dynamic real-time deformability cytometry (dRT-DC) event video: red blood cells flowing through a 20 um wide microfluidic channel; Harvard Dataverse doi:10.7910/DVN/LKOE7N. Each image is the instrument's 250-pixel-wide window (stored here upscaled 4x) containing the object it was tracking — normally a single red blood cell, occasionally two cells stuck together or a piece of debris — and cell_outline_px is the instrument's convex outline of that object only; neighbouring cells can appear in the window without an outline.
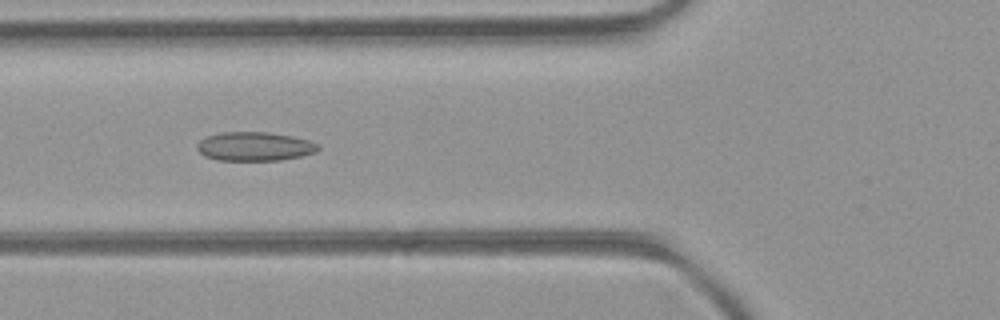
{"species": "common noctule bat (a hibernating species)", "species_latin": "Nyctalus noctula", "temperature_condition": "room temperature", "stored_images_in_passage": 48, "camera_frame_rate_fps": 3000, "um_per_image_px": 0.085, "animal": {"sex": "female", "body_mass_g": 21.9}, "frame": {"image": 1, "passage_image": 17, "time_ms": 5.333, "image_size_px": [1000, 320], "cell_outline_px": [[320, 148], [316, 152], [300, 156], [280, 160], [220, 160], [204, 156], [196, 148], [196, 144], [200, 140], [208, 136], [220, 132], [268, 132], [292, 136], [308, 140], [320, 144]], "centroid_in_image_um": [21.65, 12.44], "position_along_channel_um": 104.2, "area_um2": 20.4}}
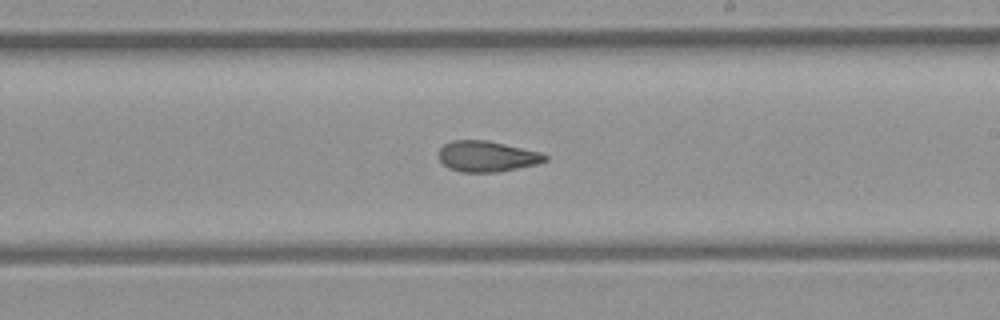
{"frame": {"image": 2, "passage_image": 27, "time_ms": 8.667, "image_size_px": [1000, 320], "cell_outline_px": [[548, 160], [536, 164], [496, 172], [460, 172], [448, 168], [436, 156], [436, 152], [444, 144], [452, 140], [488, 140], [540, 152], [548, 156]], "centroid_in_image_um": [41.33, 13.28], "position_along_channel_um": 247.7, "area_um2": 19.19}}
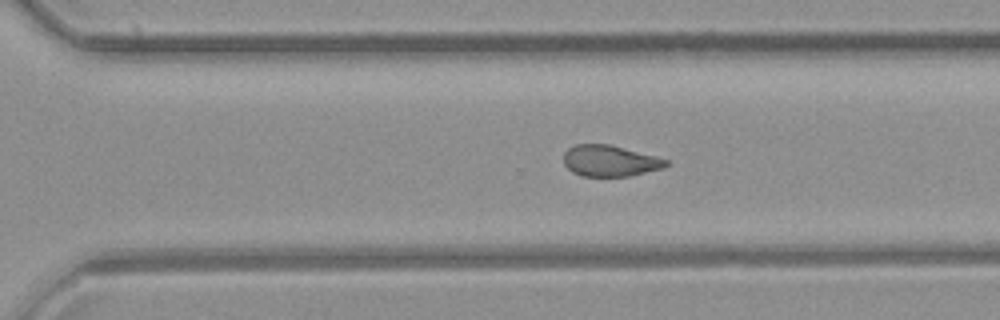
{"frame": {"image": 3, "passage_image": 32, "time_ms": 10.333, "image_size_px": [1000, 320], "cell_outline_px": [[668, 164], [664, 168], [628, 176], [580, 176], [572, 172], [564, 164], [564, 152], [568, 148], [576, 144], [608, 144], [656, 156], [668, 160]], "centroid_in_image_um": [51.82, 13.67], "position_along_channel_um": 318.8, "area_um2": 18.55}, "authors_computed_cell_mechanics": {"area_um2": 19.941, "velocity_mm_per_s": 4.2911, "shape_relaxation_time_tau1_ms": null, "shape_relaxation_time_tau2_ms": 2.5123, "deformation_change_tau1": null, "deformation_change_tau2": 0.089}}